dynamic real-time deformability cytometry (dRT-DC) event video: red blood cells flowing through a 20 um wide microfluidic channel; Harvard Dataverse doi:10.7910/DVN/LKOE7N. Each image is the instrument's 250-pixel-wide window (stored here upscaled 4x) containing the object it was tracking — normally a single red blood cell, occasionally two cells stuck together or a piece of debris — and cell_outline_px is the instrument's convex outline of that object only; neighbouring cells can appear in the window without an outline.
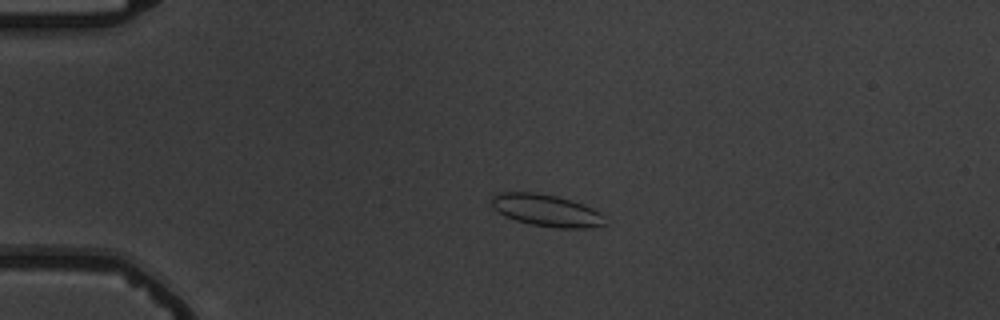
{"species": "common noctule bat (a hibernating species)", "species_latin": "Nyctalus noctula", "temperature_condition": "warm", "stored_images_in_passage": 55, "camera_frame_rate_fps": 3000, "um_per_image_px": 0.085, "animal": {"sex": "male", "body_mass_g": 19.5, "forearm_length_mm": 54.6}, "frame": {"image": 1, "passage_image": 13, "time_ms": 4.0, "image_size_px": [1000, 320], "cell_outline_px": [[608, 224], [588, 228], [556, 228], [532, 224], [516, 220], [504, 216], [496, 212], [488, 204], [492, 196], [500, 192], [536, 192], [556, 196], [572, 200], [584, 204], [600, 212], [604, 216]], "centroid_in_image_um": [46.42, 17.88], "position_along_channel_um": 38.6, "area_um2": 21.56}}
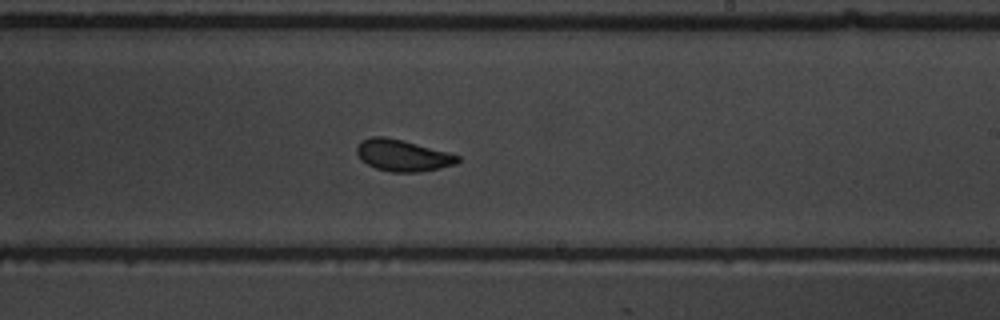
{"frame": {"image": 2, "passage_image": 34, "time_ms": 11.0, "image_size_px": [1000, 320], "cell_outline_px": [[460, 160], [456, 164], [420, 172], [392, 172], [376, 168], [360, 160], [356, 152], [356, 148], [360, 140], [372, 136], [384, 136], [448, 152], [460, 156]], "centroid_in_image_um": [34.19, 13.21], "position_along_channel_um": 254.8, "area_um2": 18.44}}
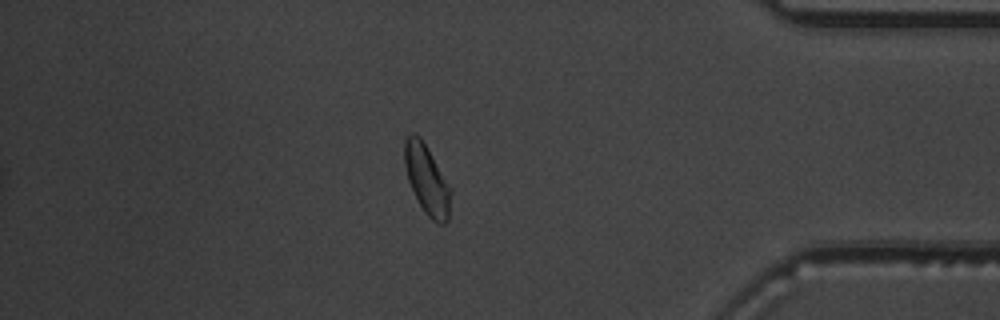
{"frame": {"image": 3, "passage_image": 48, "time_ms": 15.667, "image_size_px": [1000, 320], "cell_outline_px": [[452, 192], [448, 220], [444, 224], [440, 224], [432, 220], [424, 212], [408, 180], [404, 164], [404, 140], [412, 132], [420, 136], [452, 188]], "centroid_in_image_um": [36.3, 15.27], "position_along_channel_um": 398.9, "area_um2": 18.73}, "authors_computed_cell_mechanics": {"area_um2": 18.8428, "velocity_mm_per_s": 3.6892, "shape_relaxation_time_tau1_ms": 3.0605, "shape_relaxation_time_tau2_ms": 0.8414, "deformation_change_tau1": 0.074, "deformation_change_tau2": 0.0592}}